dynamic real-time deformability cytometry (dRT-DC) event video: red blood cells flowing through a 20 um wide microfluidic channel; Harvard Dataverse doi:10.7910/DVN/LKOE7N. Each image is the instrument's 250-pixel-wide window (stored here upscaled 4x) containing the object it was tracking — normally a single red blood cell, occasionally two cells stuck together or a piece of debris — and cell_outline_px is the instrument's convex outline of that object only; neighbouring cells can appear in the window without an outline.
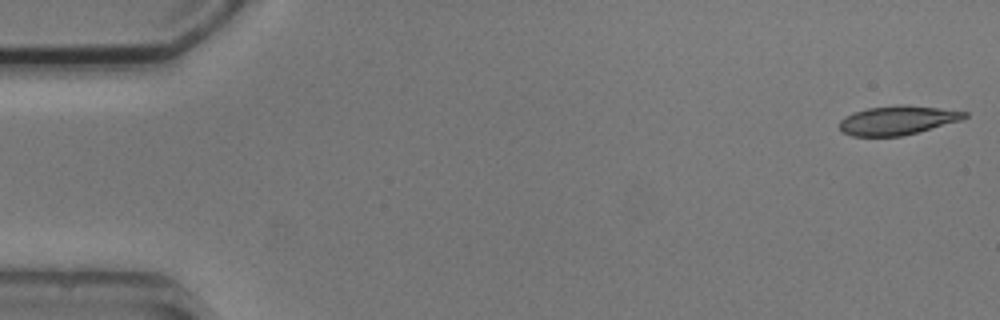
{"species": "common noctule bat (a hibernating species)", "species_latin": "Nyctalus noctula", "temperature_condition": "cold", "stored_images_in_passage": 5, "camera_frame_rate_fps": 3000, "um_per_image_px": 0.085, "animal": {"sex": "male", "body_mass_g": 20.5, "forearm_length_mm": 52.5}, "frame": {"image": 1, "passage_image": 1, "time_ms": 0.0, "image_size_px": [1000, 320], "cell_outline_px": [[968, 116], [960, 120], [916, 132], [900, 136], [852, 136], [844, 132], [840, 128], [840, 120], [856, 112], [868, 108], [900, 104], [904, 104], [940, 108], [968, 112]], "centroid_in_image_um": [76.3, 10.21], "position_along_channel_um": 8.7, "area_um2": 20.75}}
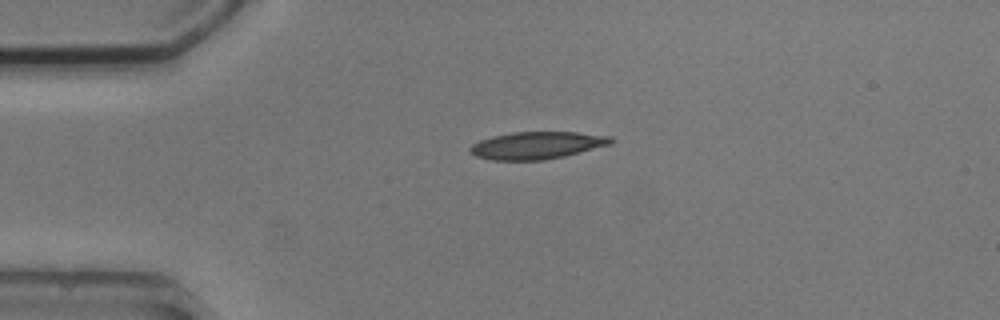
{"frame": {"image": 2, "passage_image": 4, "time_ms": 3.667, "image_size_px": [1000, 320], "cell_outline_px": [[616, 140], [608, 144], [564, 156], [544, 160], [492, 160], [476, 156], [468, 148], [472, 144], [480, 140], [492, 136], [512, 132], [576, 132], [612, 136]], "centroid_in_image_um": [45.62, 12.34], "position_along_channel_um": 39.4, "area_um2": 22.25}}